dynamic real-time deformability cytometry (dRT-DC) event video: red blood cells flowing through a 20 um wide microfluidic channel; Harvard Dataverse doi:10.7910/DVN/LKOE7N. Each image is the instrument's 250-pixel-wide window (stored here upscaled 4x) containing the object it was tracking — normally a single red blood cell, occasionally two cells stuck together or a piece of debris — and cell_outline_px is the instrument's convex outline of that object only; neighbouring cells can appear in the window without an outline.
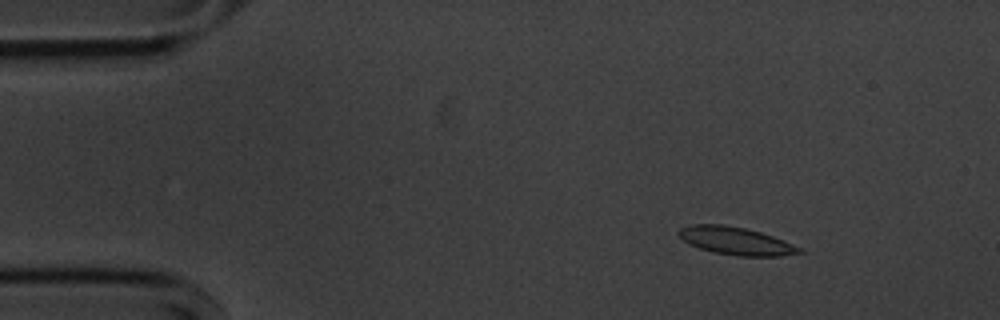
{"species": "common noctule bat (a hibernating species)", "species_latin": "Nyctalus noctula", "temperature_condition": "cold", "stored_images_in_passage": 55, "camera_frame_rate_fps": 3000, "um_per_image_px": 0.085, "animal": {"sex": "male", "body_mass_g": 20.1, "forearm_length_mm": 53.5}, "frame": {"image": 1, "passage_image": 7, "time_ms": 2.0, "image_size_px": [1000, 320], "cell_outline_px": [[804, 252], [780, 256], [740, 256], [712, 252], [688, 244], [676, 232], [680, 228], [692, 224], [724, 224], [744, 228], [760, 232], [784, 240], [804, 248]], "centroid_in_image_um": [62.57, 20.48], "position_along_channel_um": 22.4, "area_um2": 19.59}}
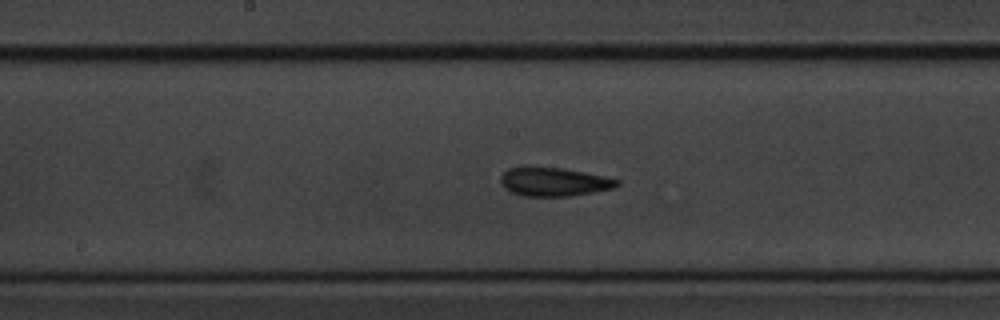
{"frame": {"image": 2, "passage_image": 28, "time_ms": 9.0, "image_size_px": [1000, 320], "cell_outline_px": [[620, 184], [612, 188], [572, 196], [520, 196], [504, 188], [500, 184], [500, 176], [508, 168], [528, 164], [564, 168], [584, 172], [620, 180]], "centroid_in_image_um": [46.99, 15.42], "position_along_channel_um": 201.2, "area_um2": 20.0}}
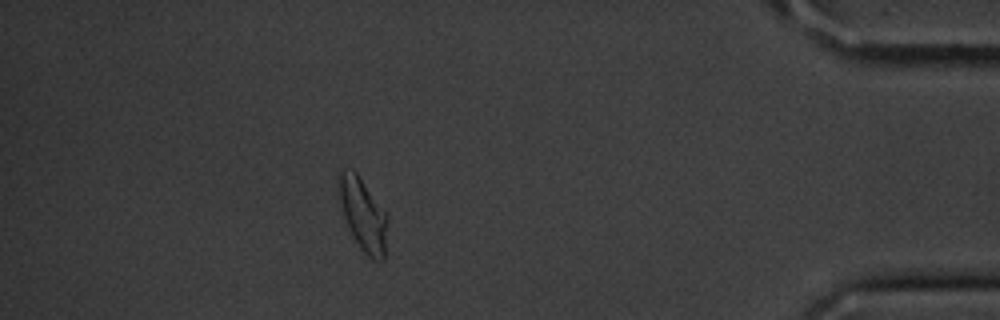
{"frame": {"image": 3, "passage_image": 49, "time_ms": 16.0, "image_size_px": [1000, 320], "cell_outline_px": [[388, 220], [384, 260], [372, 260], [360, 248], [352, 236], [344, 216], [340, 200], [336, 172], [340, 168], [352, 168], [356, 172], [388, 216]], "centroid_in_image_um": [30.84, 18.2], "position_along_channel_um": 404.4, "area_um2": 20.69}, "authors_computed_cell_mechanics": {"area_um2": 19.363, "velocity_mm_per_s": 3.5824, "shape_relaxation_time_tau1_ms": 3.8248, "shape_relaxation_time_tau2_ms": 1.9132, "deformation_change_tau1": 0.1101, "deformation_change_tau2": 0.0793}}